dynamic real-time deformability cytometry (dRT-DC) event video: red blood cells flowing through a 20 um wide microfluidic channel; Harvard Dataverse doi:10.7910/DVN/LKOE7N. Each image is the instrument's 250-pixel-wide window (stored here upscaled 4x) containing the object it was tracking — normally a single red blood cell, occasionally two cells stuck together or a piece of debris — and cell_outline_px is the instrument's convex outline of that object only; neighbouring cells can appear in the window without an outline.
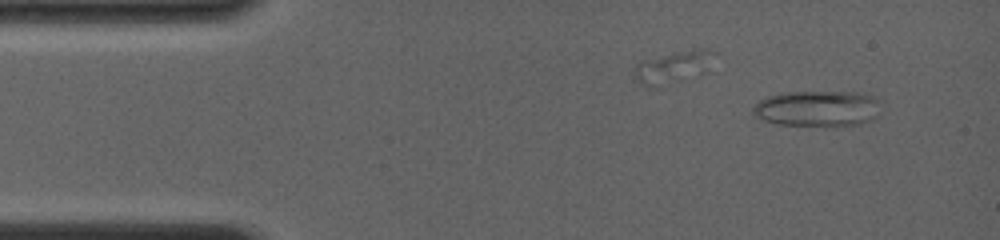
{"species": "common noctule bat (a hibernating species)", "species_latin": "Nyctalus noctula", "temperature_condition": "room temperature", "stored_images_in_passage": 26, "camera_frame_rate_fps": 4000, "um_per_image_px": 0.085, "animal": {"sex": "female", "body_mass_g": 19.0, "forearm_length_mm": 56.7}, "frame": {"image": 1, "passage_image": 1, "time_ms": 0.0, "image_size_px": [1000, 240], "cell_outline_px": [[876, 116], [872, 120], [860, 124], [832, 128], [776, 124], [764, 120], [756, 116], [752, 112], [752, 108], [760, 100], [768, 96], [784, 92], [856, 92], [872, 96], [876, 100]], "centroid_in_image_um": [69.44, 9.26], "position_along_channel_um": 15.6, "area_um2": 27.05}}
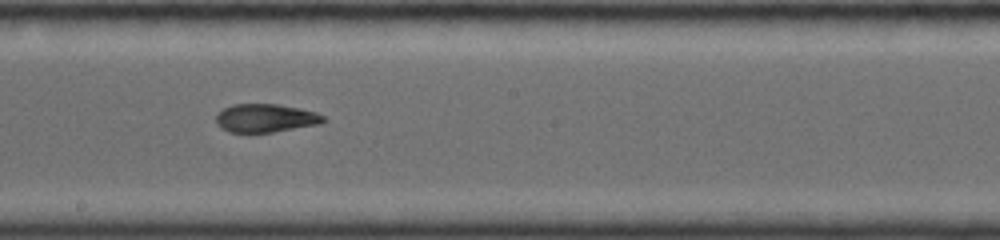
{"frame": {"image": 2, "passage_image": 13, "time_ms": 7.25, "image_size_px": [1000, 240], "cell_outline_px": [[328, 120], [320, 124], [272, 132], [228, 132], [220, 128], [216, 124], [216, 112], [232, 104], [276, 104], [300, 108], [316, 112], [324, 116]], "centroid_in_image_um": [22.56, 10.03], "position_along_channel_um": 225.6, "area_um2": 17.92}}
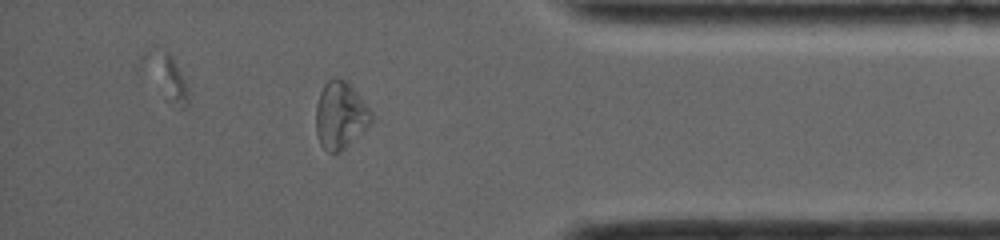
{"frame": {"image": 3, "passage_image": 23, "time_ms": 12.0, "image_size_px": [1000, 240], "cell_outline_px": [[372, 124], [340, 152], [328, 152], [320, 144], [316, 132], [316, 104], [320, 92], [324, 84], [328, 80], [336, 76], [348, 80], [372, 112]], "centroid_in_image_um": [28.94, 9.77], "position_along_channel_um": 406.3, "area_um2": 21.96}, "authors_computed_cell_mechanics": {"area_um2": 19.1318, "velocity_mm_per_s": 4.0654, "shape_relaxation_time_tau1_ms": null, "shape_relaxation_time_tau2_ms": 1.9812, "deformation_change_tau1": null, "deformation_change_tau2": 0.0745}}